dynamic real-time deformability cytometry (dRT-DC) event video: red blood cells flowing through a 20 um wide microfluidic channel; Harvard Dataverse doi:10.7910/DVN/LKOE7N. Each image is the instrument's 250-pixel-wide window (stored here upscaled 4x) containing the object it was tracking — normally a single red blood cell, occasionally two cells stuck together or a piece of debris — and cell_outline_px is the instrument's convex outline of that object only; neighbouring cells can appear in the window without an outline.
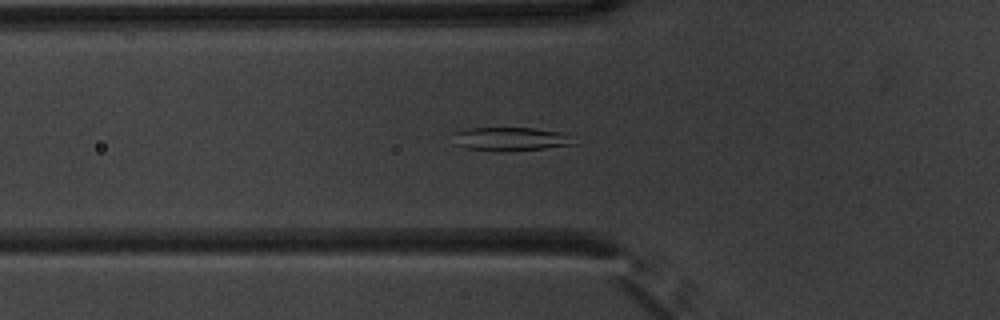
{"species": "common noctule bat (a hibernating species)", "species_latin": "Nyctalus noctula", "temperature_condition": "warm", "stored_images_in_passage": 38, "camera_frame_rate_fps": 3000, "um_per_image_px": 0.085, "animal": {"sex": "male", "body_mass_g": 20.1, "forearm_length_mm": 53.5}, "frame": {"image": 1, "passage_image": 9, "time_ms": 2.667, "image_size_px": [1000, 320], "cell_outline_px": [[576, 144], [544, 148], [464, 148], [452, 144], [456, 132], [468, 128], [532, 128], [560, 132]], "centroid_in_image_um": [43.32, 11.76], "position_along_channel_um": 82.5, "area_um2": 15.26}}
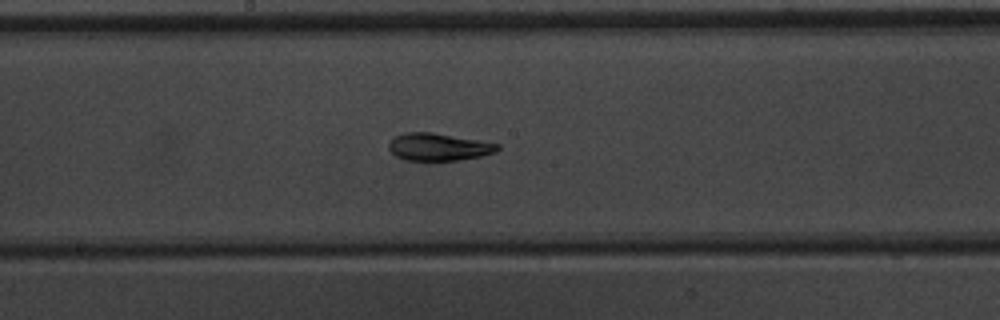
{"frame": {"image": 2, "passage_image": 19, "time_ms": 6.0, "image_size_px": [1000, 320], "cell_outline_px": [[500, 148], [496, 152], [480, 156], [460, 160], [408, 160], [396, 156], [388, 148], [388, 144], [396, 136], [404, 132], [432, 132], [500, 144]], "centroid_in_image_um": [37.29, 12.48], "position_along_channel_um": 210.9, "area_um2": 17.22}}
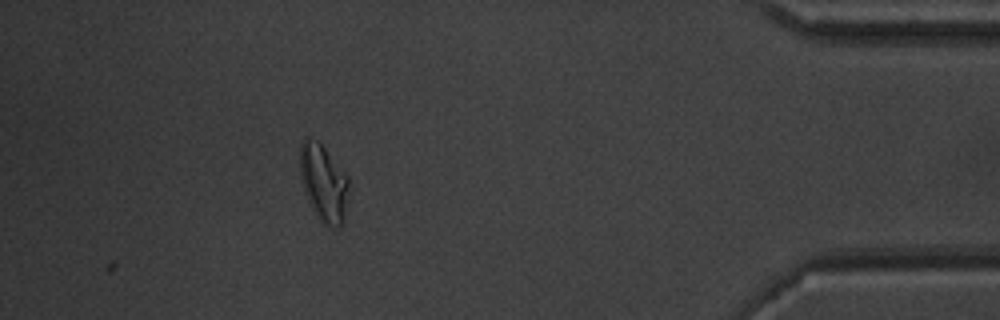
{"frame": {"image": 3, "passage_image": 38, "time_ms": 12.333, "image_size_px": [1000, 320], "cell_outline_px": [[348, 184], [344, 224], [340, 228], [332, 228], [324, 224], [316, 216], [308, 200], [300, 176], [300, 144], [304, 136], [308, 136], [316, 140], [324, 148], [348, 176]], "centroid_in_image_um": [27.49, 15.56], "position_along_channel_um": 407.7, "area_um2": 21.91}, "authors_computed_cell_mechanics": {"area_um2": 17.5423, "velocity_mm_per_s": 3.8367, "shape_relaxation_time_tau1_ms": 4.1771, "shape_relaxation_time_tau2_ms": 3.876, "deformation_change_tau1": 0.1633, "deformation_change_tau2": 0.0992}}